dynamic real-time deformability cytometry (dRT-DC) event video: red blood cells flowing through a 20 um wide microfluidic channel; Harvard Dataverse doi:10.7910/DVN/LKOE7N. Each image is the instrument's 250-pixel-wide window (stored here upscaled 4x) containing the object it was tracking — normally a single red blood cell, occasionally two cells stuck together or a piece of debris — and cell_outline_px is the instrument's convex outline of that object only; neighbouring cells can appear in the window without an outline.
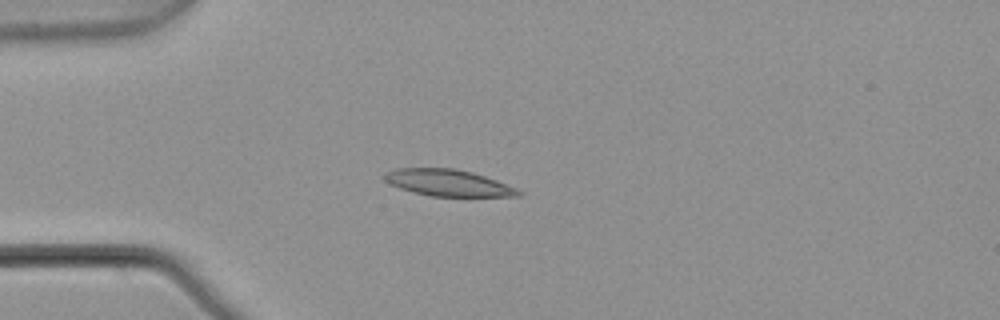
{"species": "common noctule bat (a hibernating species)", "species_latin": "Nyctalus noctula", "temperature_condition": "warm", "stored_images_in_passage": 3, "camera_frame_rate_fps": 3000, "um_per_image_px": 0.085, "animal": {"sex": "male", "body_mass_g": 21.5, "forearm_length_mm": 52.0}, "frame": {"image": 1, "passage_image": 3, "time_ms": 0.667, "image_size_px": [1000, 320], "cell_outline_px": [[524, 192], [520, 196], [432, 196], [412, 192], [388, 184], [384, 180], [384, 172], [396, 168], [456, 168], [472, 172], [496, 180], [516, 188]], "centroid_in_image_um": [38.06, 15.53], "position_along_channel_um": 46.9, "area_um2": 20.81}}